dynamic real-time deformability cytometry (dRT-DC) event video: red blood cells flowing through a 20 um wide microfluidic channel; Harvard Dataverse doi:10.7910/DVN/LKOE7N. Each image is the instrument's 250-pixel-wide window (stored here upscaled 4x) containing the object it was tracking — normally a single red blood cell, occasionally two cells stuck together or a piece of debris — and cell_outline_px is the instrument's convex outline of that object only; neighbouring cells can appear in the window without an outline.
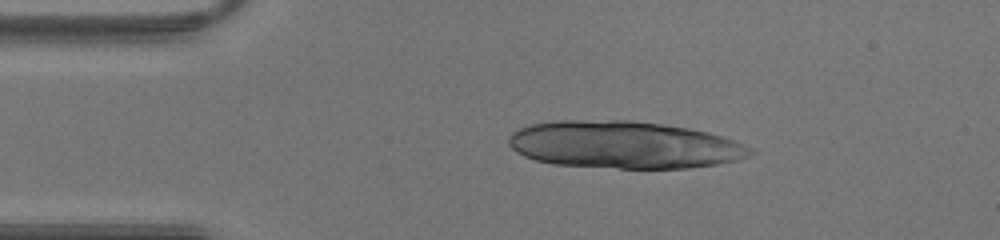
{"species": "human", "species_latin": "Homo sapiens", "temperature_condition": "warm", "stored_images_in_passage": 15, "camera_frame_rate_fps": 3000, "um_per_image_px": 0.085, "donor": {"sex": "male"}, "frame": {"image": 1, "passage_image": 1, "time_ms": 0.0, "image_size_px": [1000, 240], "cell_outline_px": [[756, 152], [748, 156], [736, 160], [716, 164], [688, 168], [620, 168], [552, 164], [536, 160], [524, 156], [516, 152], [508, 144], [508, 136], [512, 132], [520, 128], [532, 124], [560, 120], [628, 120], [660, 124], [688, 128], [708, 132], [736, 140], [752, 148]], "centroid_in_image_um": [53.04, 12.31], "position_along_channel_um": 32.0, "area_um2": 66.64}}
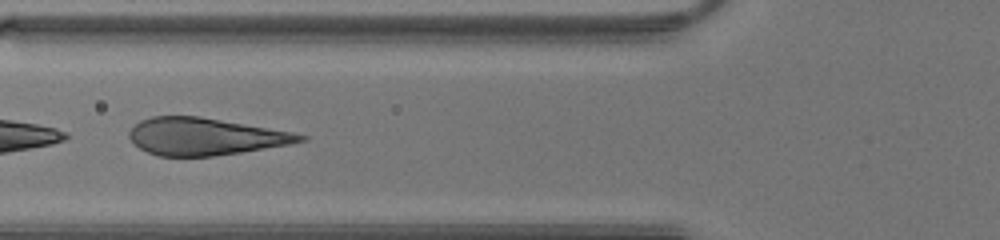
{"frame": {"image": 2, "passage_image": 9, "time_ms": 2.667, "image_size_px": [1000, 240], "cell_outline_px": [[308, 140], [288, 144], [240, 152], [212, 156], [156, 156], [132, 144], [128, 136], [128, 132], [140, 120], [152, 116], [200, 116], [292, 132], [308, 136]], "centroid_in_image_um": [17.38, 11.6], "position_along_channel_um": 108.4, "area_um2": 36.88}}
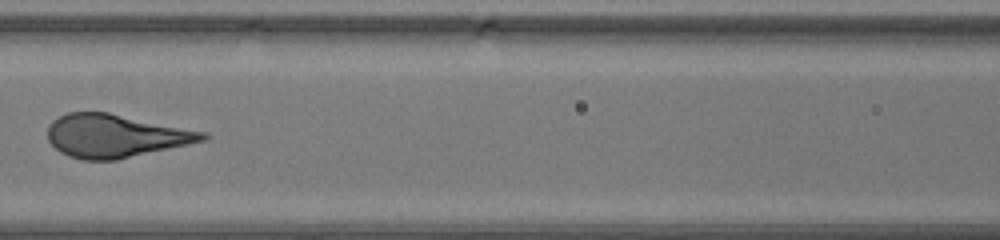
{"frame": {"image": 3, "passage_image": 12, "time_ms": 3.667, "image_size_px": [1000, 240], "cell_outline_px": [[212, 136], [204, 140], [188, 144], [116, 160], [84, 160], [68, 156], [60, 152], [48, 140], [48, 124], [52, 120], [68, 112], [108, 112], [208, 132]], "centroid_in_image_um": [9.81, 11.54], "position_along_channel_um": 156.8, "area_um2": 38.96}}